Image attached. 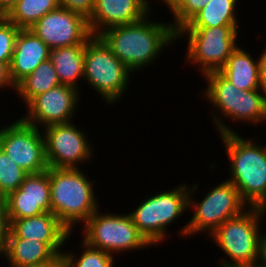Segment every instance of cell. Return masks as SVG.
Segmentation results:
<instances>
[{"mask_svg":"<svg viewBox=\"0 0 266 267\" xmlns=\"http://www.w3.org/2000/svg\"><path fill=\"white\" fill-rule=\"evenodd\" d=\"M72 122L43 128L45 154L52 168H78L94 156L92 143L86 133ZM93 149V150H92Z\"/></svg>","mask_w":266,"mask_h":267,"instance_id":"cell-12","label":"cell"},{"mask_svg":"<svg viewBox=\"0 0 266 267\" xmlns=\"http://www.w3.org/2000/svg\"><path fill=\"white\" fill-rule=\"evenodd\" d=\"M81 225H84L81 241L112 255L152 246L138 231L129 214H103L98 209Z\"/></svg>","mask_w":266,"mask_h":267,"instance_id":"cell-10","label":"cell"},{"mask_svg":"<svg viewBox=\"0 0 266 267\" xmlns=\"http://www.w3.org/2000/svg\"><path fill=\"white\" fill-rule=\"evenodd\" d=\"M9 267H28L53 260L57 254L45 243L23 238H8L1 253Z\"/></svg>","mask_w":266,"mask_h":267,"instance_id":"cell-20","label":"cell"},{"mask_svg":"<svg viewBox=\"0 0 266 267\" xmlns=\"http://www.w3.org/2000/svg\"><path fill=\"white\" fill-rule=\"evenodd\" d=\"M58 7V0H18L5 14V18L20 29H29Z\"/></svg>","mask_w":266,"mask_h":267,"instance_id":"cell-24","label":"cell"},{"mask_svg":"<svg viewBox=\"0 0 266 267\" xmlns=\"http://www.w3.org/2000/svg\"><path fill=\"white\" fill-rule=\"evenodd\" d=\"M18 0H0V12L6 14Z\"/></svg>","mask_w":266,"mask_h":267,"instance_id":"cell-35","label":"cell"},{"mask_svg":"<svg viewBox=\"0 0 266 267\" xmlns=\"http://www.w3.org/2000/svg\"><path fill=\"white\" fill-rule=\"evenodd\" d=\"M161 2L165 3V6H166L170 2V0H162Z\"/></svg>","mask_w":266,"mask_h":267,"instance_id":"cell-39","label":"cell"},{"mask_svg":"<svg viewBox=\"0 0 266 267\" xmlns=\"http://www.w3.org/2000/svg\"><path fill=\"white\" fill-rule=\"evenodd\" d=\"M247 267H262V266H260V265H258L257 263H255V264H252V265L247 266Z\"/></svg>","mask_w":266,"mask_h":267,"instance_id":"cell-37","label":"cell"},{"mask_svg":"<svg viewBox=\"0 0 266 267\" xmlns=\"http://www.w3.org/2000/svg\"><path fill=\"white\" fill-rule=\"evenodd\" d=\"M11 223L5 201L0 205V254L6 247L10 234Z\"/></svg>","mask_w":266,"mask_h":267,"instance_id":"cell-30","label":"cell"},{"mask_svg":"<svg viewBox=\"0 0 266 267\" xmlns=\"http://www.w3.org/2000/svg\"><path fill=\"white\" fill-rule=\"evenodd\" d=\"M256 263L262 267H266V233H262L260 236Z\"/></svg>","mask_w":266,"mask_h":267,"instance_id":"cell-32","label":"cell"},{"mask_svg":"<svg viewBox=\"0 0 266 267\" xmlns=\"http://www.w3.org/2000/svg\"><path fill=\"white\" fill-rule=\"evenodd\" d=\"M4 202V197L0 194V205Z\"/></svg>","mask_w":266,"mask_h":267,"instance_id":"cell-38","label":"cell"},{"mask_svg":"<svg viewBox=\"0 0 266 267\" xmlns=\"http://www.w3.org/2000/svg\"><path fill=\"white\" fill-rule=\"evenodd\" d=\"M238 0H210L183 28L238 26Z\"/></svg>","mask_w":266,"mask_h":267,"instance_id":"cell-22","label":"cell"},{"mask_svg":"<svg viewBox=\"0 0 266 267\" xmlns=\"http://www.w3.org/2000/svg\"><path fill=\"white\" fill-rule=\"evenodd\" d=\"M203 76L207 86L202 95L213 106L212 111L215 109L211 115L219 135L236 133L229 124L225 125V118L248 125L266 123V93L263 89L240 90L219 71Z\"/></svg>","mask_w":266,"mask_h":267,"instance_id":"cell-2","label":"cell"},{"mask_svg":"<svg viewBox=\"0 0 266 267\" xmlns=\"http://www.w3.org/2000/svg\"><path fill=\"white\" fill-rule=\"evenodd\" d=\"M219 137L230 162L228 180L249 207H258L266 198V146L238 133Z\"/></svg>","mask_w":266,"mask_h":267,"instance_id":"cell-3","label":"cell"},{"mask_svg":"<svg viewBox=\"0 0 266 267\" xmlns=\"http://www.w3.org/2000/svg\"><path fill=\"white\" fill-rule=\"evenodd\" d=\"M210 0H170L166 5L173 15L171 25L177 32L183 28Z\"/></svg>","mask_w":266,"mask_h":267,"instance_id":"cell-27","label":"cell"},{"mask_svg":"<svg viewBox=\"0 0 266 267\" xmlns=\"http://www.w3.org/2000/svg\"><path fill=\"white\" fill-rule=\"evenodd\" d=\"M29 29L50 49L86 44L92 36L83 15L60 6L45 14Z\"/></svg>","mask_w":266,"mask_h":267,"instance_id":"cell-14","label":"cell"},{"mask_svg":"<svg viewBox=\"0 0 266 267\" xmlns=\"http://www.w3.org/2000/svg\"><path fill=\"white\" fill-rule=\"evenodd\" d=\"M249 53L238 45L219 72L240 90L262 89L259 59Z\"/></svg>","mask_w":266,"mask_h":267,"instance_id":"cell-19","label":"cell"},{"mask_svg":"<svg viewBox=\"0 0 266 267\" xmlns=\"http://www.w3.org/2000/svg\"><path fill=\"white\" fill-rule=\"evenodd\" d=\"M49 58L50 48L30 29H20L9 66L13 84L16 86Z\"/></svg>","mask_w":266,"mask_h":267,"instance_id":"cell-18","label":"cell"},{"mask_svg":"<svg viewBox=\"0 0 266 267\" xmlns=\"http://www.w3.org/2000/svg\"><path fill=\"white\" fill-rule=\"evenodd\" d=\"M28 267H65L63 254H58L53 260Z\"/></svg>","mask_w":266,"mask_h":267,"instance_id":"cell-34","label":"cell"},{"mask_svg":"<svg viewBox=\"0 0 266 267\" xmlns=\"http://www.w3.org/2000/svg\"><path fill=\"white\" fill-rule=\"evenodd\" d=\"M260 214L262 217L266 215V198L262 201V203L258 206Z\"/></svg>","mask_w":266,"mask_h":267,"instance_id":"cell-36","label":"cell"},{"mask_svg":"<svg viewBox=\"0 0 266 267\" xmlns=\"http://www.w3.org/2000/svg\"><path fill=\"white\" fill-rule=\"evenodd\" d=\"M261 56L259 55V66H260V84L261 88L266 93V47L264 50H261Z\"/></svg>","mask_w":266,"mask_h":267,"instance_id":"cell-33","label":"cell"},{"mask_svg":"<svg viewBox=\"0 0 266 267\" xmlns=\"http://www.w3.org/2000/svg\"><path fill=\"white\" fill-rule=\"evenodd\" d=\"M149 0H95L93 11L87 19L92 35L117 25L143 19L152 10Z\"/></svg>","mask_w":266,"mask_h":267,"instance_id":"cell-17","label":"cell"},{"mask_svg":"<svg viewBox=\"0 0 266 267\" xmlns=\"http://www.w3.org/2000/svg\"><path fill=\"white\" fill-rule=\"evenodd\" d=\"M80 168H48L52 213L71 231L99 209L94 183Z\"/></svg>","mask_w":266,"mask_h":267,"instance_id":"cell-4","label":"cell"},{"mask_svg":"<svg viewBox=\"0 0 266 267\" xmlns=\"http://www.w3.org/2000/svg\"><path fill=\"white\" fill-rule=\"evenodd\" d=\"M188 197L189 185L179 184L174 189L149 196L128 214L138 231L156 246L166 240L168 225L188 211Z\"/></svg>","mask_w":266,"mask_h":267,"instance_id":"cell-8","label":"cell"},{"mask_svg":"<svg viewBox=\"0 0 266 267\" xmlns=\"http://www.w3.org/2000/svg\"><path fill=\"white\" fill-rule=\"evenodd\" d=\"M6 86V87H5ZM9 87V89H13L15 91L16 86L13 84L10 77V68L6 63L0 62V89H5Z\"/></svg>","mask_w":266,"mask_h":267,"instance_id":"cell-31","label":"cell"},{"mask_svg":"<svg viewBox=\"0 0 266 267\" xmlns=\"http://www.w3.org/2000/svg\"><path fill=\"white\" fill-rule=\"evenodd\" d=\"M262 218L258 207H248L209 236L229 259L219 261V267H247L256 263Z\"/></svg>","mask_w":266,"mask_h":267,"instance_id":"cell-6","label":"cell"},{"mask_svg":"<svg viewBox=\"0 0 266 267\" xmlns=\"http://www.w3.org/2000/svg\"><path fill=\"white\" fill-rule=\"evenodd\" d=\"M20 28L5 18V14L0 16V62L10 66L13 57L15 39Z\"/></svg>","mask_w":266,"mask_h":267,"instance_id":"cell-28","label":"cell"},{"mask_svg":"<svg viewBox=\"0 0 266 267\" xmlns=\"http://www.w3.org/2000/svg\"><path fill=\"white\" fill-rule=\"evenodd\" d=\"M10 223L14 219L52 212L48 169L27 174L20 187L4 198Z\"/></svg>","mask_w":266,"mask_h":267,"instance_id":"cell-15","label":"cell"},{"mask_svg":"<svg viewBox=\"0 0 266 267\" xmlns=\"http://www.w3.org/2000/svg\"><path fill=\"white\" fill-rule=\"evenodd\" d=\"M197 186L199 187L198 183L189 186L188 210L194 212L189 222L179 230L182 236L191 237L204 232L209 236L227 219L240 215L249 207L228 179L208 190L199 202L192 196L195 190L198 191Z\"/></svg>","mask_w":266,"mask_h":267,"instance_id":"cell-5","label":"cell"},{"mask_svg":"<svg viewBox=\"0 0 266 267\" xmlns=\"http://www.w3.org/2000/svg\"><path fill=\"white\" fill-rule=\"evenodd\" d=\"M61 85L57 72L50 59L42 62L32 74L27 75L17 85L15 92L24 104L35 96Z\"/></svg>","mask_w":266,"mask_h":267,"instance_id":"cell-23","label":"cell"},{"mask_svg":"<svg viewBox=\"0 0 266 267\" xmlns=\"http://www.w3.org/2000/svg\"><path fill=\"white\" fill-rule=\"evenodd\" d=\"M79 93L78 89L71 86L62 84L56 86L35 96L26 105L28 113L22 115L21 118L38 129L53 124L72 122V117H75V111L80 102Z\"/></svg>","mask_w":266,"mask_h":267,"instance_id":"cell-13","label":"cell"},{"mask_svg":"<svg viewBox=\"0 0 266 267\" xmlns=\"http://www.w3.org/2000/svg\"><path fill=\"white\" fill-rule=\"evenodd\" d=\"M239 26H219L211 28H181L176 32V40L186 41V63L199 67L202 75L219 71L232 52L238 47ZM188 36V37H187Z\"/></svg>","mask_w":266,"mask_h":267,"instance_id":"cell-9","label":"cell"},{"mask_svg":"<svg viewBox=\"0 0 266 267\" xmlns=\"http://www.w3.org/2000/svg\"><path fill=\"white\" fill-rule=\"evenodd\" d=\"M71 236V231L52 212L14 219L9 234V238L45 242L57 255L63 254L62 248Z\"/></svg>","mask_w":266,"mask_h":267,"instance_id":"cell-16","label":"cell"},{"mask_svg":"<svg viewBox=\"0 0 266 267\" xmlns=\"http://www.w3.org/2000/svg\"><path fill=\"white\" fill-rule=\"evenodd\" d=\"M59 6L83 15L88 19L93 11L95 0H58Z\"/></svg>","mask_w":266,"mask_h":267,"instance_id":"cell-29","label":"cell"},{"mask_svg":"<svg viewBox=\"0 0 266 267\" xmlns=\"http://www.w3.org/2000/svg\"><path fill=\"white\" fill-rule=\"evenodd\" d=\"M81 246L83 250L79 257L74 253L63 251L65 267H114L116 259L114 255L92 248L84 241L81 242Z\"/></svg>","mask_w":266,"mask_h":267,"instance_id":"cell-25","label":"cell"},{"mask_svg":"<svg viewBox=\"0 0 266 267\" xmlns=\"http://www.w3.org/2000/svg\"><path fill=\"white\" fill-rule=\"evenodd\" d=\"M85 44L50 49V60L62 85L74 87L84 78Z\"/></svg>","mask_w":266,"mask_h":267,"instance_id":"cell-21","label":"cell"},{"mask_svg":"<svg viewBox=\"0 0 266 267\" xmlns=\"http://www.w3.org/2000/svg\"><path fill=\"white\" fill-rule=\"evenodd\" d=\"M131 74L133 76L98 35H92L87 40L83 79L108 105H113L125 95Z\"/></svg>","mask_w":266,"mask_h":267,"instance_id":"cell-7","label":"cell"},{"mask_svg":"<svg viewBox=\"0 0 266 267\" xmlns=\"http://www.w3.org/2000/svg\"><path fill=\"white\" fill-rule=\"evenodd\" d=\"M27 173L0 148V194L5 198L16 191Z\"/></svg>","mask_w":266,"mask_h":267,"instance_id":"cell-26","label":"cell"},{"mask_svg":"<svg viewBox=\"0 0 266 267\" xmlns=\"http://www.w3.org/2000/svg\"><path fill=\"white\" fill-rule=\"evenodd\" d=\"M17 119L0 129V148L27 174L47 170L42 129Z\"/></svg>","mask_w":266,"mask_h":267,"instance_id":"cell-11","label":"cell"},{"mask_svg":"<svg viewBox=\"0 0 266 267\" xmlns=\"http://www.w3.org/2000/svg\"><path fill=\"white\" fill-rule=\"evenodd\" d=\"M150 15L133 23L110 27L98 34L132 73L152 65L164 48L177 41L171 21H149Z\"/></svg>","mask_w":266,"mask_h":267,"instance_id":"cell-1","label":"cell"}]
</instances>
